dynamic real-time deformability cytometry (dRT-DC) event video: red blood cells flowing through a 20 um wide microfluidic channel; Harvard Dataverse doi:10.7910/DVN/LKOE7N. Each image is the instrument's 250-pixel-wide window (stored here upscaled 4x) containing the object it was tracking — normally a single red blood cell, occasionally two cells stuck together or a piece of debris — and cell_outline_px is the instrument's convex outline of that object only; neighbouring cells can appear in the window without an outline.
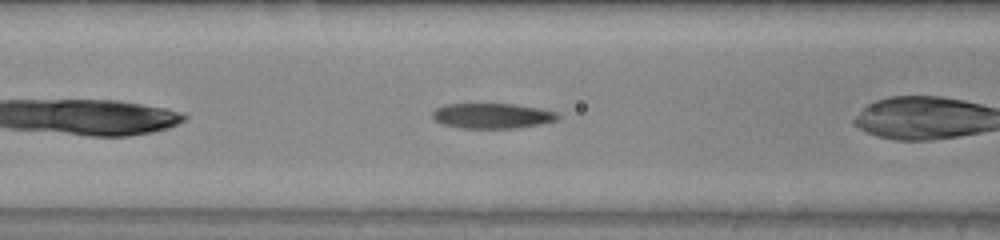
{"species": "common noctule bat (a hibernating species)", "species_latin": "Nyctalus noctula", "temperature_condition": "warm", "stored_images_in_passage": 8, "camera_frame_rate_fps": 3000, "um_per_image_px": 0.085, "animal": {"sex": "male", "body_mass_g": 20.0, "forearm_length_mm": 53.3}, "frame": {"image": 1, "passage_image": 6, "time_ms": 1.667, "image_size_px": [1000, 240], "cell_outline_px": [[560, 116], [556, 120], [540, 124], [512, 128], [460, 128], [444, 124], [436, 120], [432, 116], [432, 112], [436, 108], [444, 104], [516, 104], [540, 108], [556, 112]], "centroid_in_image_um": [41.84, 9.83], "position_along_channel_um": 124.8, "area_um2": 18.32}}